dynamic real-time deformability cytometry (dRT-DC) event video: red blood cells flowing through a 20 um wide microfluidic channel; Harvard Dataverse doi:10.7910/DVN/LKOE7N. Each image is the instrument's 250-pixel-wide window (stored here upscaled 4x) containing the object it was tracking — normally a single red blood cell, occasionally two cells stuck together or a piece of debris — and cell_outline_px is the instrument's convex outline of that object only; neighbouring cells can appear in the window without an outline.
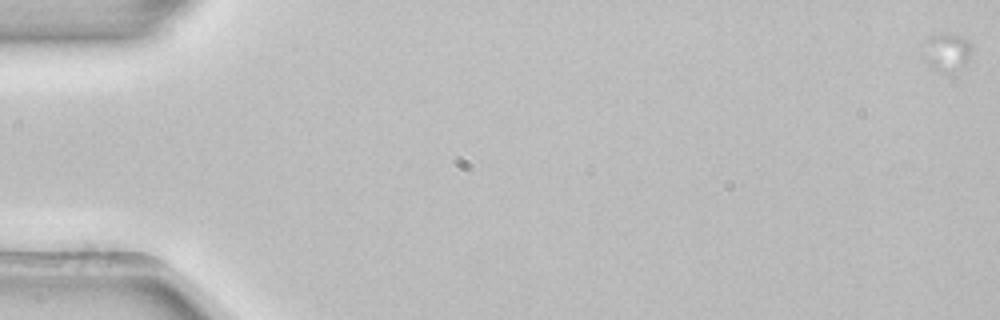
{"species": "common noctule bat (a hibernating species)", "species_latin": "Nyctalus noctula", "temperature_condition": "room temperature", "stored_images_in_passage": 18, "camera_frame_rate_fps": 3000, "um_per_image_px": 0.085, "animal": {"sex": "female", "body_mass_g": 22.7, "forearm_length_mm": 54.2}, "frame": {"image": 1, "passage_image": 1, "time_ms": 0.0, "image_size_px": [1000, 320], "cell_outline_px": [[972, 52], [968, 60], [956, 72], [952, 72], [936, 68], [928, 64], [920, 56], [924, 40], [928, 36], [948, 32], [952, 32], [964, 36], [972, 44]], "centroid_in_image_um": [80.46, 4.35], "position_along_channel_um": 4.5, "area_um2": 11.21}}